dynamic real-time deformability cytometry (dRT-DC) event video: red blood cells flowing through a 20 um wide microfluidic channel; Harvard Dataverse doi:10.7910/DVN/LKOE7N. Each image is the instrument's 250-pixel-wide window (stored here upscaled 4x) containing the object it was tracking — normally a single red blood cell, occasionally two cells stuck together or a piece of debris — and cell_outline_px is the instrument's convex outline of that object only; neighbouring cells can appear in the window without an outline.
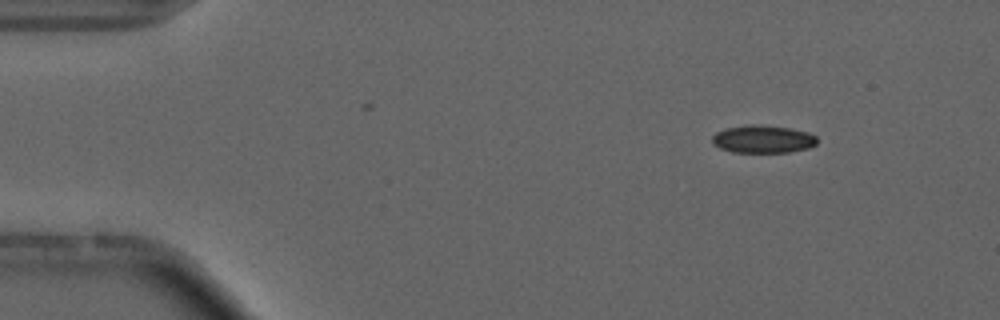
{"species": "common noctule bat (a hibernating species)", "species_latin": "Nyctalus noctula", "temperature_condition": "cold", "stored_images_in_passage": 3, "camera_frame_rate_fps": 3000, "um_per_image_px": 0.085, "animal": {"sex": "male", "forearm_length_mm": 52.5}, "frame": {"image": 1, "passage_image": 1, "time_ms": 0.0, "image_size_px": [1000, 320], "cell_outline_px": [[816, 144], [808, 148], [788, 152], [732, 152], [720, 148], [712, 144], [712, 136], [716, 132], [724, 128], [748, 124], [760, 124], [792, 128], [808, 132], [816, 136]], "centroid_in_image_um": [64.82, 11.81], "position_along_channel_um": 20.2, "area_um2": 17.17}}